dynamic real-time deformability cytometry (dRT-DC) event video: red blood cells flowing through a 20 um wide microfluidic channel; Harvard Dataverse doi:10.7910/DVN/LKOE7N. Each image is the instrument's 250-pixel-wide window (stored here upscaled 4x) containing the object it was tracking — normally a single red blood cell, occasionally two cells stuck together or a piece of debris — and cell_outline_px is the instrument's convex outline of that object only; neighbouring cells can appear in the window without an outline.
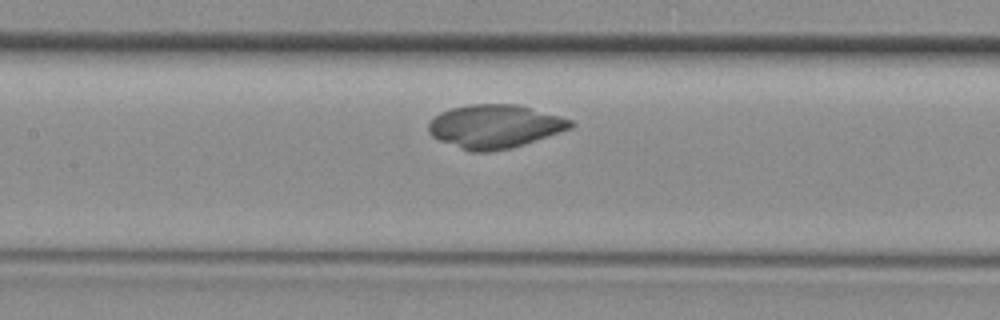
{"species": "common noctule bat (a hibernating species)", "species_latin": "Nyctalus noctula", "temperature_condition": "room temperature", "stored_images_in_passage": 28, "camera_frame_rate_fps": 3000, "um_per_image_px": 0.085, "animal": {"sex": "female", "body_mass_g": 29.2, "forearm_length_mm": 56.3}, "frame": {"image": 1, "passage_image": 13, "time_ms": 4.0, "image_size_px": [1000, 320], "cell_outline_px": [[572, 128], [524, 144], [508, 148], [488, 152], [472, 152], [460, 148], [440, 140], [432, 136], [428, 132], [428, 124], [440, 112], [452, 108], [468, 104], [516, 104], [560, 116], [572, 120]], "centroid_in_image_um": [42.04, 10.74], "position_along_channel_um": 165.4, "area_um2": 35.66}}
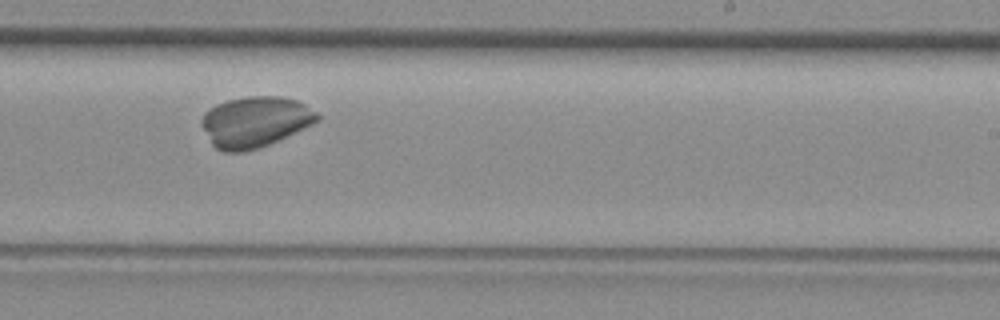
{"frame": {"image": 2, "passage_image": 19, "time_ms": 6.0, "image_size_px": [1000, 320], "cell_outline_px": [[320, 120], [312, 124], [268, 144], [244, 152], [224, 152], [216, 148], [212, 144], [200, 120], [216, 104], [228, 100], [248, 96], [280, 96], [296, 100], [304, 104], [316, 112], [320, 116]], "centroid_in_image_um": [21.69, 10.35], "position_along_channel_um": 267.3, "area_um2": 33.58}}
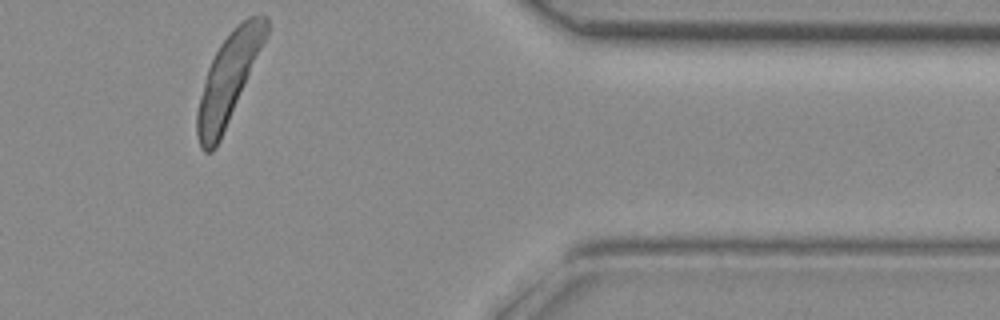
{"frame": {"image": 3, "passage_image": 28, "time_ms": 9.0, "image_size_px": [1000, 320], "cell_outline_px": [[268, 36], [220, 140], [216, 148], [212, 152], [204, 152], [200, 148], [196, 132], [196, 112], [200, 96], [208, 68], [220, 44], [248, 16], [260, 12], [264, 12], [268, 16]], "centroid_in_image_um": [19.44, 6.69], "position_along_channel_um": 392.0, "area_um2": 35.55}}